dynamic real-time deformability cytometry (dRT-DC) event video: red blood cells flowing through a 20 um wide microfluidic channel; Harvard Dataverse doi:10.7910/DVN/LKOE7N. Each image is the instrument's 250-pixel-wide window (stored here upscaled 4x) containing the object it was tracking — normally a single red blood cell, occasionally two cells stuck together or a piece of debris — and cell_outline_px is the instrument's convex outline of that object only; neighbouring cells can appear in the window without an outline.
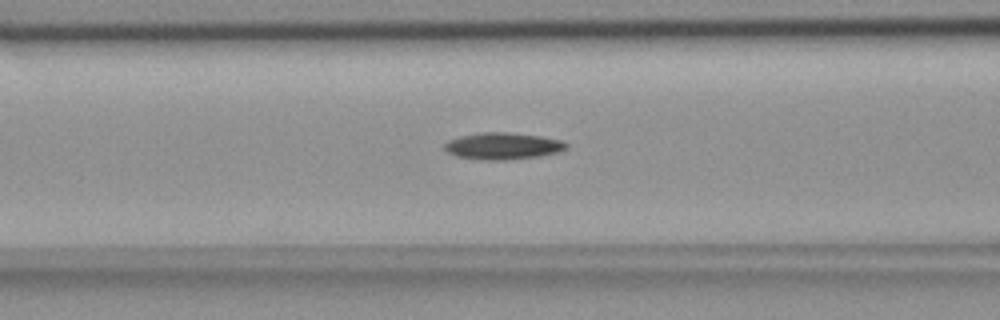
{"species": "common noctule bat (a hibernating species)", "species_latin": "Nyctalus noctula", "temperature_condition": "room temperature", "stored_images_in_passage": 44, "camera_frame_rate_fps": 3000, "um_per_image_px": 0.085, "animal": {"sex": "female", "body_mass_g": 18.4}, "frame": {"image": 1, "passage_image": 11, "time_ms": 3.333, "image_size_px": [1000, 320], "cell_outline_px": [[568, 148], [560, 152], [540, 156], [508, 160], [480, 160], [456, 156], [448, 152], [444, 148], [444, 144], [448, 140], [460, 136], [480, 132], [508, 132], [540, 136], [564, 140], [568, 144]], "centroid_in_image_um": [42.77, 12.41], "position_along_channel_um": 123.8, "area_um2": 19.31}}
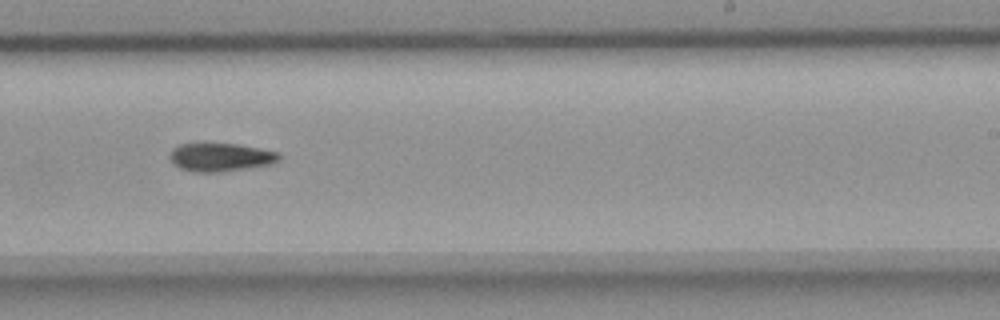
{"frame": {"image": 2, "passage_image": 23, "time_ms": 7.333, "image_size_px": [1000, 320], "cell_outline_px": [[280, 160], [272, 164], [220, 172], [192, 172], [180, 168], [172, 164], [168, 156], [172, 148], [180, 144], [196, 140], [236, 144], [280, 152]], "centroid_in_image_um": [18.66, 13.32], "position_along_channel_um": 270.3, "area_um2": 18.9}}
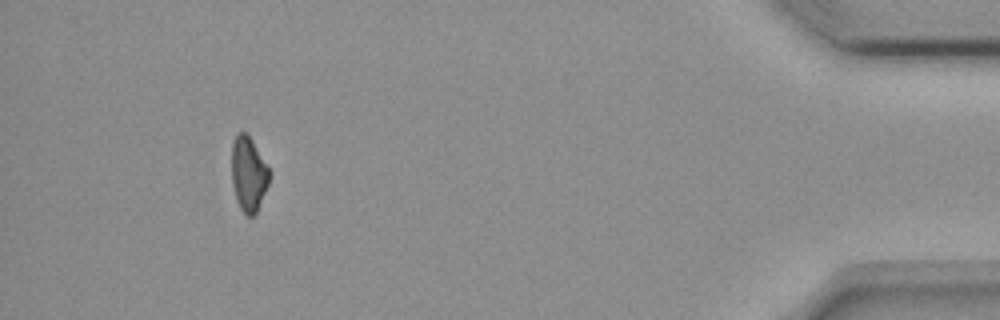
{"frame": {"image": 3, "passage_image": 40, "time_ms": 13.0, "image_size_px": [1000, 320], "cell_outline_px": [[272, 172], [268, 184], [256, 212], [252, 216], [248, 216], [240, 208], [236, 200], [232, 184], [232, 140], [236, 132], [244, 132], [252, 140]], "centroid_in_image_um": [21.12, 14.76], "position_along_channel_um": 414.1, "area_um2": 16.47}, "authors_computed_cell_mechanics": {"area_um2": 17.918, "velocity_mm_per_s": 3.6741, "shape_relaxation_time_tau1_ms": 9.4787, "shape_relaxation_time_tau2_ms": null, "deformation_change_tau1": 0.1961, "deformation_change_tau2": null}}